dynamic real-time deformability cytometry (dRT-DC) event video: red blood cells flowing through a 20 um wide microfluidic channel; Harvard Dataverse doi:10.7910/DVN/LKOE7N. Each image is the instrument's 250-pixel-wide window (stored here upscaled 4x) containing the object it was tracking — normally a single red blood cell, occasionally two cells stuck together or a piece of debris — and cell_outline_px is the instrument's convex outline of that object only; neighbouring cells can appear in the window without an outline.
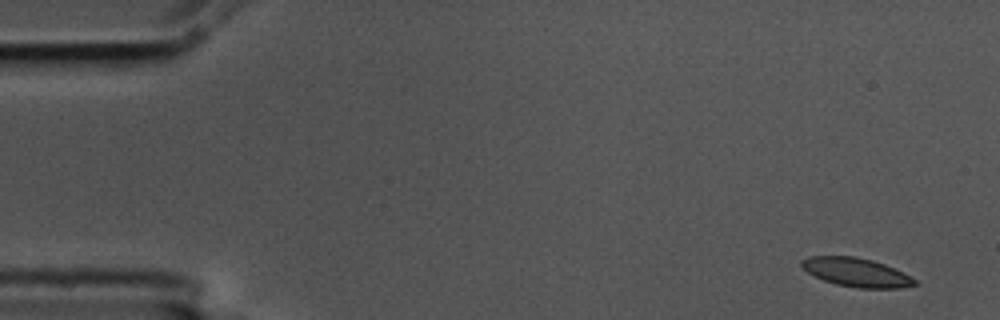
{"species": "common noctule bat (a hibernating species)", "species_latin": "Nyctalus noctula", "temperature_condition": "cold", "stored_images_in_passage": 6, "camera_frame_rate_fps": 3000, "um_per_image_px": 0.085, "animal": {"sex": "male", "body_mass_g": 17.5, "forearm_length_mm": 52.3}, "frame": {"image": 1, "passage_image": 1, "time_ms": 0.0, "image_size_px": [1000, 320], "cell_outline_px": [[920, 284], [900, 288], [860, 288], [836, 284], [824, 280], [808, 272], [800, 264], [800, 260], [808, 256], [856, 256], [872, 260], [884, 264], [912, 276]], "centroid_in_image_um": [72.82, 23.14], "position_along_channel_um": 12.2, "area_um2": 18.96}}
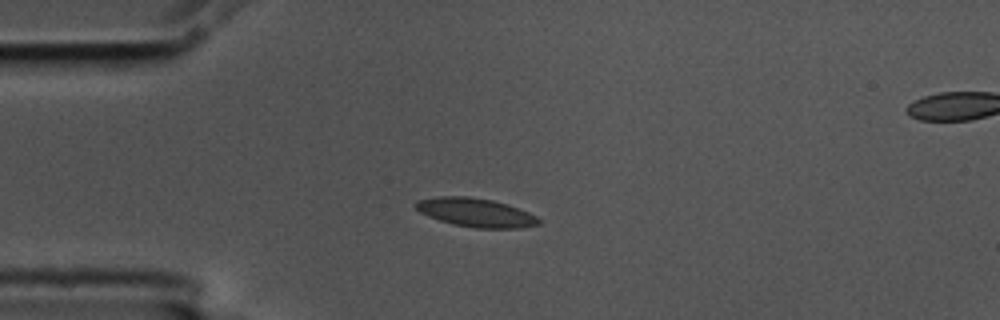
{"frame": {"image": 2, "passage_image": 4, "time_ms": 1.0, "image_size_px": [1000, 320], "cell_outline_px": [[540, 224], [520, 228], [476, 228], [452, 224], [428, 216], [420, 212], [412, 204], [416, 200], [440, 196], [468, 196], [492, 200], [508, 204], [528, 212], [536, 216], [540, 220]], "centroid_in_image_um": [40.42, 18.06], "position_along_channel_um": 44.6, "area_um2": 20.63}}